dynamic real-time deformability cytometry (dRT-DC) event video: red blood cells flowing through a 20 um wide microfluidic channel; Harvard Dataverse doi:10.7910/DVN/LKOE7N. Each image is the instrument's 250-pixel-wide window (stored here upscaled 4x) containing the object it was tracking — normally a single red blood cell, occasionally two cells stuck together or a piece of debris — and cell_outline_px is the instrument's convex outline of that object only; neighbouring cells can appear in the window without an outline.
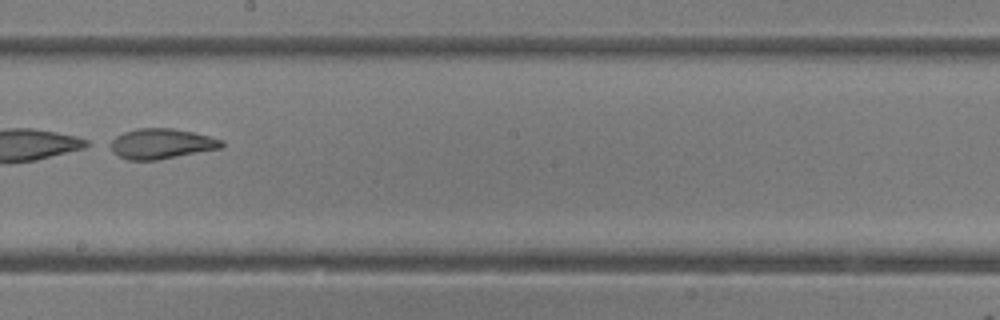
{"species": "common noctule bat (a hibernating species)", "species_latin": "Nyctalus noctula", "temperature_condition": "room temperature", "stored_images_in_passage": 47, "camera_frame_rate_fps": 3000, "um_per_image_px": 0.085, "animal": {"sex": "female"}, "frame": {"image": 1, "passage_image": 27, "time_ms": 8.667, "image_size_px": [1000, 320], "cell_outline_px": [[224, 144], [220, 148], [156, 160], [128, 160], [112, 152], [104, 144], [116, 136], [124, 132], [136, 128], [172, 128], [192, 132], [224, 140]], "centroid_in_image_um": [13.63, 12.21], "position_along_channel_um": 234.6, "area_um2": 19.71}}